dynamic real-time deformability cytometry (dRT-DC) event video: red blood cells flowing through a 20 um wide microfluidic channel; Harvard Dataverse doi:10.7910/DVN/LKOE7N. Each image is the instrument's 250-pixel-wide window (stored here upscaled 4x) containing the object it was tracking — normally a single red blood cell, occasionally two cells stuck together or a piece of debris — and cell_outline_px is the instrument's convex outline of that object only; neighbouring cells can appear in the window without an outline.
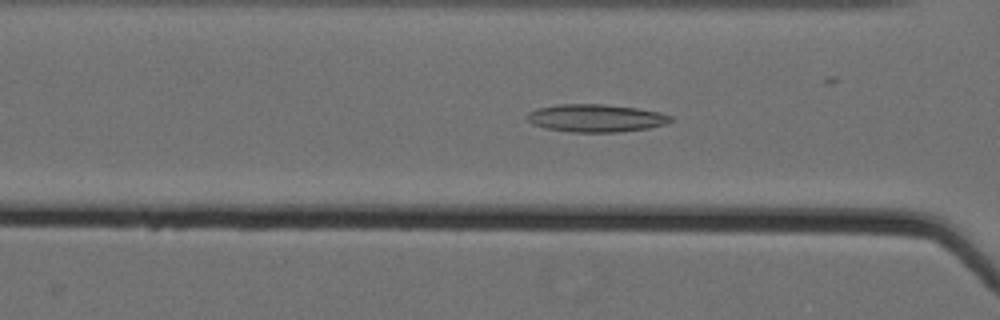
{"species": "Egyptian fruit bat (a non-hibernating species)", "species_latin": "Rousettus aegyptiacus", "temperature_condition": "cold", "stored_images_in_passage": 63, "camera_frame_rate_fps": 3000, "um_per_image_px": 0.085, "animal": {"sex": "female"}, "frame": {"image": 1, "passage_image": 30, "time_ms": 9.667, "image_size_px": [1000, 320], "cell_outline_px": [[672, 120], [668, 124], [648, 128], [616, 132], [572, 132], [544, 128], [532, 124], [524, 116], [528, 112], [536, 108], [560, 104], [604, 104], [640, 108], [660, 112], [672, 116]], "centroid_in_image_um": [50.64, 10.03], "position_along_channel_um": 116.0, "area_um2": 23.47}}
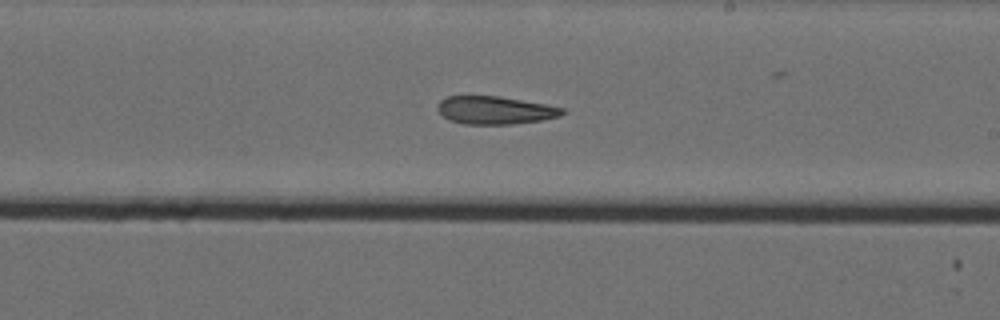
{"frame": {"image": 2, "passage_image": 41, "time_ms": 13.333, "image_size_px": [1000, 320], "cell_outline_px": [[564, 112], [560, 116], [540, 120], [512, 124], [464, 124], [448, 120], [436, 108], [436, 104], [444, 96], [500, 96], [544, 104], [564, 108]], "centroid_in_image_um": [42.02, 9.36], "position_along_channel_um": 247.0, "area_um2": 20.29}}
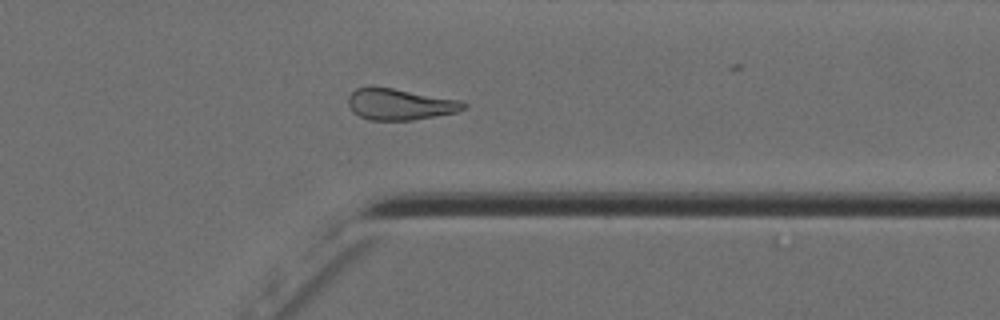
{"frame": {"image": 3, "passage_image": 52, "time_ms": 17.0, "image_size_px": [1000, 320], "cell_outline_px": [[468, 108], [456, 112], [412, 120], [368, 120], [352, 112], [348, 104], [348, 96], [356, 88], [368, 84], [372, 84], [464, 100], [468, 104]], "centroid_in_image_um": [33.99, 8.82], "position_along_channel_um": 377.4, "area_um2": 21.79}, "authors_computed_cell_mechanics": {"area_um2": 23.0044, "velocity_mm_per_s": 3.5682, "shape_relaxation_time_tau1_ms": null, "shape_relaxation_time_tau2_ms": 5.7787, "deformation_change_tau1": null, "deformation_change_tau2": 0.1641}}